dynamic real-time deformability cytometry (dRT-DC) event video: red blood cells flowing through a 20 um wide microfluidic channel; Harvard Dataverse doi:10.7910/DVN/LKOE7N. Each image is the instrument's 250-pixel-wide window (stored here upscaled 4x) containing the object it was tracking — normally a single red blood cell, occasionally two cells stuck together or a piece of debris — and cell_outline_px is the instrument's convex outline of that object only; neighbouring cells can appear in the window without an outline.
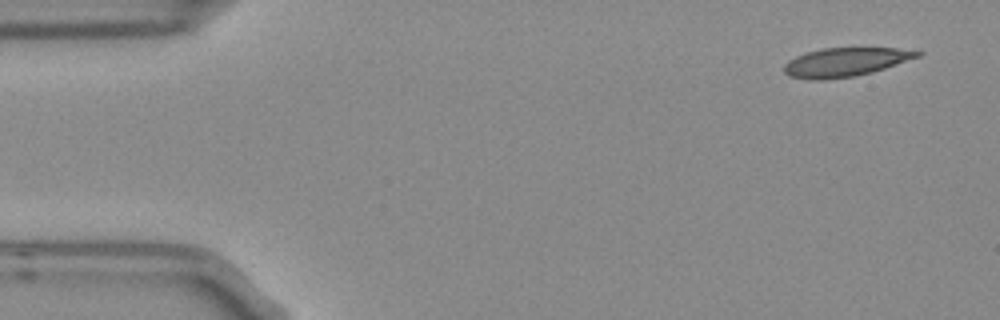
{"species": "Egyptian fruit bat (a non-hibernating species)", "species_latin": "Rousettus aegyptiacus", "temperature_condition": "room temperature", "stored_images_in_passage": 4, "camera_frame_rate_fps": 3000, "um_per_image_px": 0.085, "frame": {"image": 1, "passage_image": 1, "time_ms": 0.0, "image_size_px": [1000, 320], "cell_outline_px": [[924, 52], [920, 56], [872, 72], [852, 76], [824, 80], [812, 80], [788, 76], [784, 72], [784, 64], [788, 60], [804, 52], [820, 48], [896, 48]], "centroid_in_image_um": [71.79, 5.27], "position_along_channel_um": 13.2, "area_um2": 22.31}}
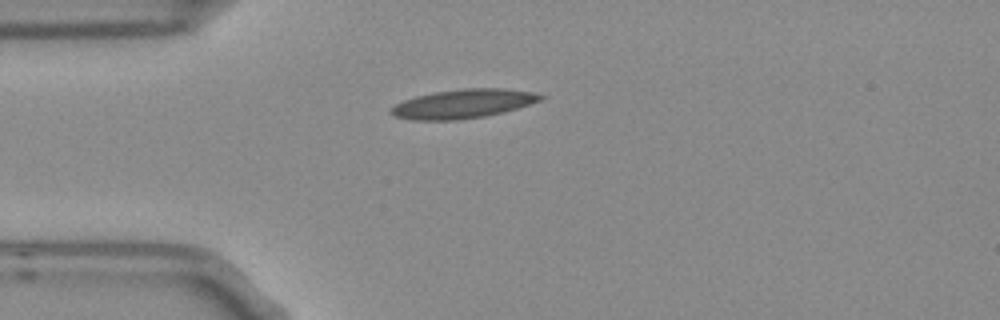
{"frame": {"image": 2, "passage_image": 4, "time_ms": 1.0, "image_size_px": [1000, 320], "cell_outline_px": [[544, 100], [504, 112], [484, 116], [456, 120], [412, 120], [396, 116], [388, 112], [388, 108], [404, 100], [416, 96], [436, 92], [460, 88], [504, 88], [536, 92], [544, 96]], "centroid_in_image_um": [39.39, 8.81], "position_along_channel_um": 45.6, "area_um2": 25.43}}